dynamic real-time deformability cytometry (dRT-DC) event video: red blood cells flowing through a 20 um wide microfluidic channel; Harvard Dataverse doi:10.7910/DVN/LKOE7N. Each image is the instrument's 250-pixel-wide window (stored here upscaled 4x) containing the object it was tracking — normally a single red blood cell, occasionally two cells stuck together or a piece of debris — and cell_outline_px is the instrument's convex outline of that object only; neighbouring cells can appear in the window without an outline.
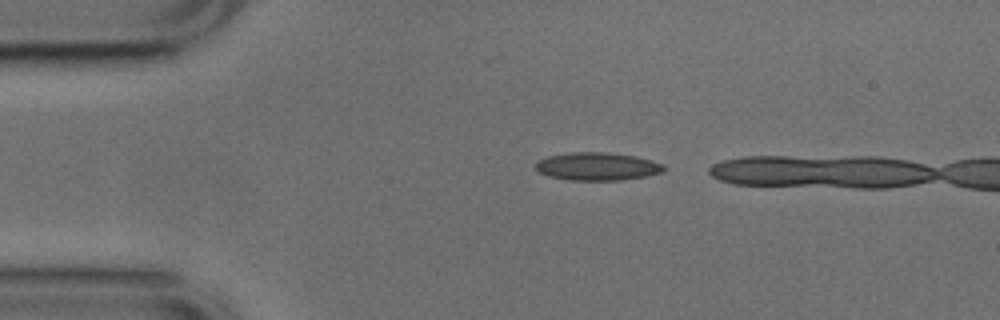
{"species": "common noctule bat (a hibernating species)", "species_latin": "Nyctalus noctula", "temperature_condition": "cold", "stored_images_in_passage": 2, "camera_frame_rate_fps": 3000, "um_per_image_px": 0.085, "animal": {"sex": "male", "body_mass_g": 17.9, "forearm_length_mm": 54.2}, "frame": {"image": 1, "passage_image": 1, "time_ms": 0.0, "image_size_px": [1000, 320], "cell_outline_px": [[664, 168], [660, 172], [644, 176], [620, 180], [568, 180], [548, 176], [540, 172], [536, 168], [536, 164], [540, 160], [548, 156], [572, 152], [608, 152], [636, 156], [652, 160], [664, 164]], "centroid_in_image_um": [50.77, 14.14], "position_along_channel_um": 34.2, "area_um2": 20.69}}